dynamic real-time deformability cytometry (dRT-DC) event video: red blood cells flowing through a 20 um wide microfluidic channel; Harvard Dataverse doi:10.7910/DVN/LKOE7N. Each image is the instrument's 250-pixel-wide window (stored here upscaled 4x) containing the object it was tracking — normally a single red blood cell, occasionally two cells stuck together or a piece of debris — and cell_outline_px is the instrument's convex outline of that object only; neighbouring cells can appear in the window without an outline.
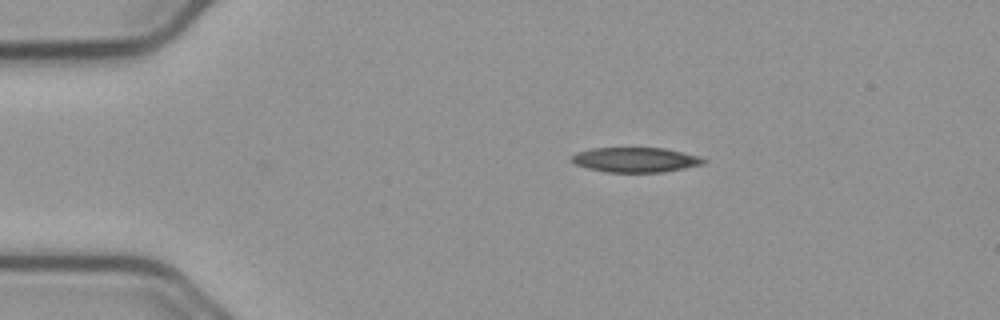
{"species": "common noctule bat (a hibernating species)", "species_latin": "Nyctalus noctula", "temperature_condition": "cold", "stored_images_in_passage": 34, "camera_frame_rate_fps": 3000, "um_per_image_px": 0.085, "animal": {"sex": "male", "body_mass_g": 23.1, "forearm_length_mm": 52.7}, "frame": {"image": 1, "passage_image": 1, "time_ms": 0.0, "image_size_px": [1000, 320], "cell_outline_px": [[708, 160], [704, 164], [664, 172], [604, 172], [588, 168], [576, 164], [568, 160], [576, 152], [592, 148], [664, 148], [700, 156]], "centroid_in_image_um": [54.01, 13.58], "position_along_channel_um": 31.0, "area_um2": 19.19}}
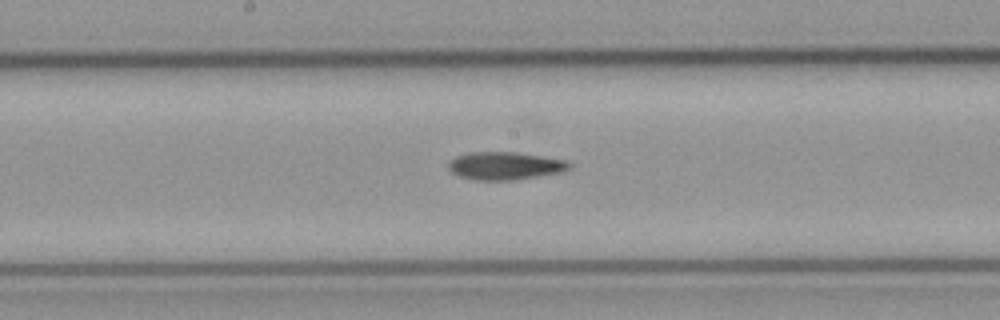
{"frame": {"image": 2, "passage_image": 19, "time_ms": 6.0, "image_size_px": [1000, 320], "cell_outline_px": [[572, 164], [568, 168], [560, 172], [516, 180], [476, 180], [460, 176], [452, 172], [448, 168], [448, 164], [456, 156], [468, 152], [512, 152], [540, 156], [564, 160]], "centroid_in_image_um": [42.89, 14.1], "position_along_channel_um": 205.3, "area_um2": 19.31}}
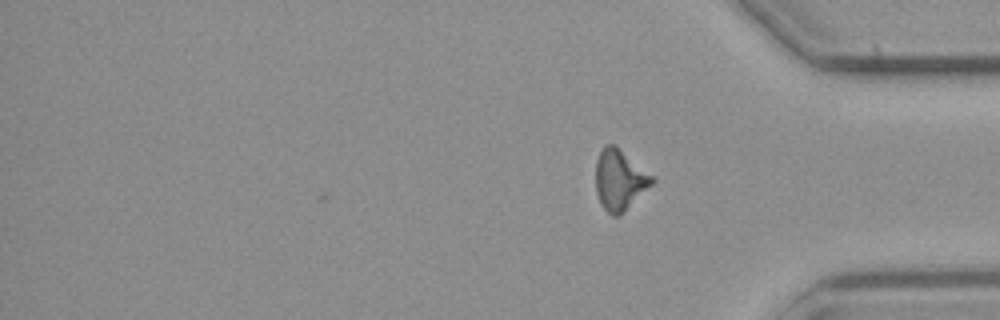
{"frame": {"image": 3, "passage_image": 34, "time_ms": 11.0, "image_size_px": [1000, 320], "cell_outline_px": [[656, 180], [620, 216], [612, 216], [600, 204], [596, 192], [596, 160], [604, 144], [616, 144], [652, 176]], "centroid_in_image_um": [52.65, 15.28], "position_along_channel_um": 382.6, "area_um2": 19.88}}